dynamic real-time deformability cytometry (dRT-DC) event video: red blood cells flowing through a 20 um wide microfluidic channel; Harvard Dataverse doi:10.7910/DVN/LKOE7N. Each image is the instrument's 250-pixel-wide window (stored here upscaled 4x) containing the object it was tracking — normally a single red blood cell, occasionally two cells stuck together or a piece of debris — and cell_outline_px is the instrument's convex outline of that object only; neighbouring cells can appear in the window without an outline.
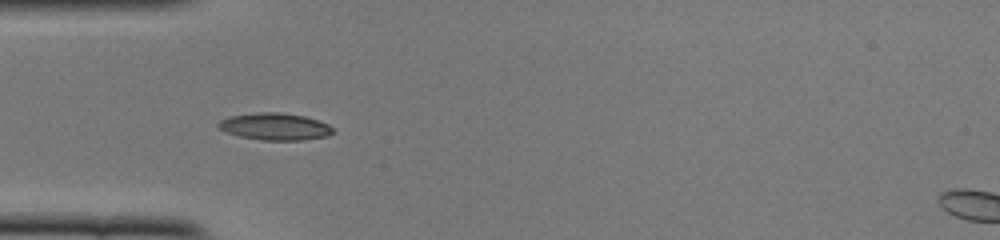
{"species": "common noctule bat (a hibernating species)", "species_latin": "Nyctalus noctula", "temperature_condition": "cold", "stored_images_in_passage": 37, "camera_frame_rate_fps": 3000, "um_per_image_px": 0.085, "animal": {"sex": "female", "body_mass_g": 22.0, "forearm_length_mm": 56.7}, "frame": {"image": 1, "passage_image": 1, "time_ms": 0.0, "image_size_px": [1000, 240], "cell_outline_px": [[336, 132], [328, 136], [304, 140], [260, 140], [240, 136], [228, 132], [220, 128], [216, 124], [220, 120], [228, 116], [260, 112], [280, 112], [304, 116], [328, 124]], "centroid_in_image_um": [23.39, 10.76], "position_along_channel_um": 61.6, "area_um2": 18.03}}
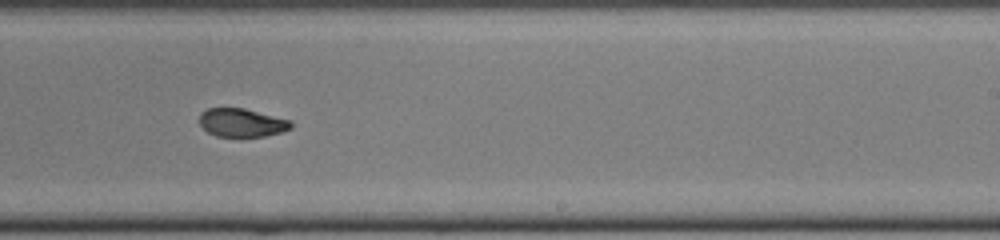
{"frame": {"image": 2, "passage_image": 17, "time_ms": 5.333, "image_size_px": [1000, 240], "cell_outline_px": [[292, 128], [280, 132], [264, 136], [216, 136], [208, 132], [200, 124], [200, 112], [208, 108], [244, 108], [292, 120]], "centroid_in_image_um": [20.56, 10.41], "position_along_channel_um": 268.4, "area_um2": 15.09}}
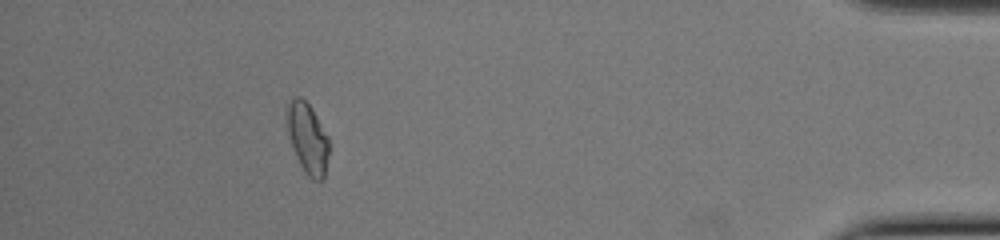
{"frame": {"image": 3, "passage_image": 32, "time_ms": 10.333, "image_size_px": [1000, 240], "cell_outline_px": [[328, 152], [324, 180], [312, 180], [304, 172], [296, 156], [288, 132], [284, 112], [284, 108], [296, 96], [300, 96], [312, 108], [328, 136]], "centroid_in_image_um": [26.12, 11.73], "position_along_channel_um": 409.1, "area_um2": 17.34}, "authors_computed_cell_mechanics": {"area_um2": 16.6464, "velocity_mm_per_s": 3.9188, "shape_relaxation_time_tau1_ms": 10.3203, "shape_relaxation_time_tau2_ms": 2.0483, "deformation_change_tau1": 0.264, "deformation_change_tau2": 0.0637}}